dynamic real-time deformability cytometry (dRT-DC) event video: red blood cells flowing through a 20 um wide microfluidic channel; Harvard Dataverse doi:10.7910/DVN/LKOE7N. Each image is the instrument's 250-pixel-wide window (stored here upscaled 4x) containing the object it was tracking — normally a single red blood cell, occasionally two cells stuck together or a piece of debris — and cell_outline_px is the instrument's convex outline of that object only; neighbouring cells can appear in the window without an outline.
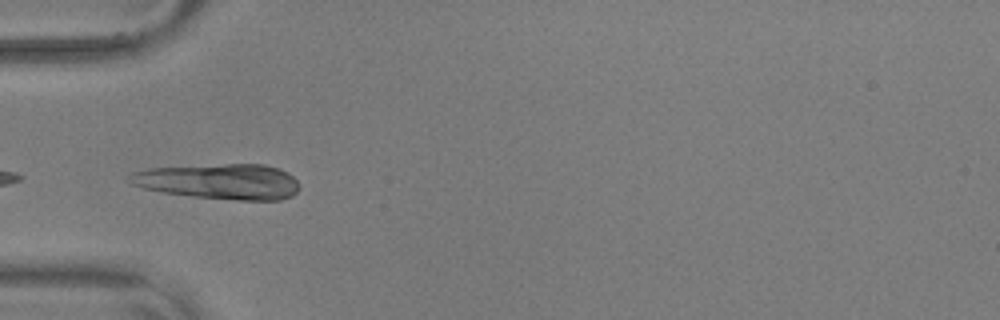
{"species": "common noctule bat (a hibernating species)", "species_latin": "Nyctalus noctula", "temperature_condition": "warm", "stored_images_in_passage": 55, "camera_frame_rate_fps": 3000, "um_per_image_px": 0.085, "animal": {"sex": "male", "body_mass_g": 17.9, "forearm_length_mm": 54.2}, "frame": {"image": 1, "passage_image": 19, "time_ms": 6.0, "image_size_px": [1000, 320], "cell_outline_px": [[300, 188], [292, 196], [280, 200], [236, 200], [192, 196], [164, 192], [144, 188], [132, 184], [128, 180], [128, 176], [132, 172], [148, 168], [224, 164], [264, 164], [280, 168], [288, 172], [296, 180]], "centroid_in_image_um": [18.68, 15.42], "position_along_channel_um": 66.3, "area_um2": 35.14}}
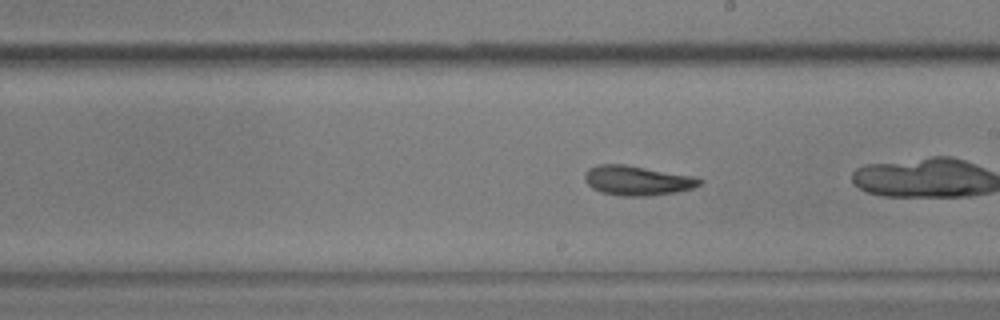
{"frame": {"image": 2, "passage_image": 31, "time_ms": 10.0, "image_size_px": [1000, 320], "cell_outline_px": [[704, 180], [700, 184], [692, 188], [676, 192], [648, 196], [620, 196], [600, 192], [592, 188], [584, 180], [584, 172], [588, 168], [596, 164], [624, 164], [696, 176]], "centroid_in_image_um": [54.14, 15.34], "position_along_channel_um": 234.9, "area_um2": 20.11}, "authors_computed_cell_mechanics": {"area_um2": 21.964, "velocity_mm_per_s": 3.6223, "shape_relaxation_time_tau1_ms": 8.0156, "shape_relaxation_time_tau2_ms": 2.4263, "deformation_change_tau1": 0.1641, "deformation_change_tau2": 0.0961}}